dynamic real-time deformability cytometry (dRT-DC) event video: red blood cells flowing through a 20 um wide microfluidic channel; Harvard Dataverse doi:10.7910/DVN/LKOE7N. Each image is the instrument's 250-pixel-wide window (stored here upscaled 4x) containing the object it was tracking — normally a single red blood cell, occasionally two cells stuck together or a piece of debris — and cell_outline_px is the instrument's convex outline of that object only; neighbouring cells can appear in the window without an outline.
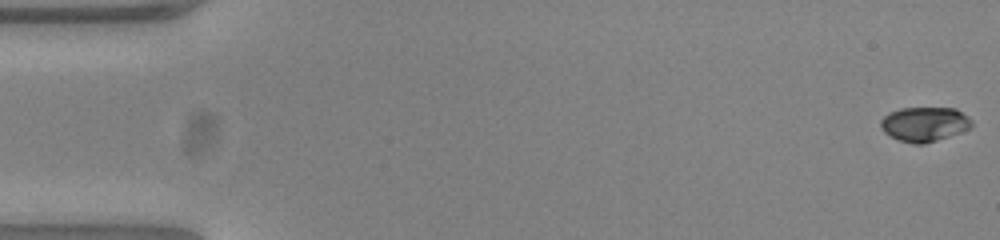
{"species": "common noctule bat (a hibernating species)", "species_latin": "Nyctalus noctula", "temperature_condition": "warm", "stored_images_in_passage": 54, "camera_frame_rate_fps": 3000, "um_per_image_px": 0.085, "animal": {"sex": "female", "body_mass_g": 23.0, "forearm_length_mm": 53.4}, "frame": {"image": 1, "passage_image": 1, "time_ms": 0.0, "image_size_px": [1000, 240], "cell_outline_px": [[972, 128], [924, 144], [916, 144], [900, 140], [884, 132], [880, 124], [880, 120], [888, 112], [900, 108], [956, 108], [968, 116], [972, 120]], "centroid_in_image_um": [78.59, 10.53], "position_along_channel_um": 6.4, "area_um2": 18.26}}
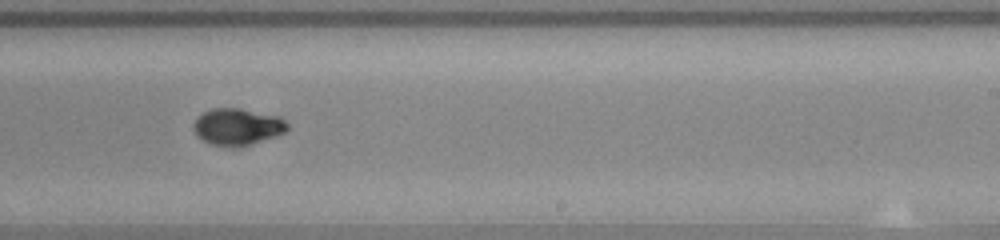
{"frame": {"image": 2, "passage_image": 33, "time_ms": 10.667, "image_size_px": [1000, 240], "cell_outline_px": [[288, 128], [284, 132], [276, 136], [236, 148], [232, 148], [212, 144], [204, 140], [192, 128], [192, 124], [204, 112], [212, 108], [240, 108], [280, 116], [288, 124]], "centroid_in_image_um": [20.2, 10.77], "position_along_channel_um": 268.8, "area_um2": 20.0}}
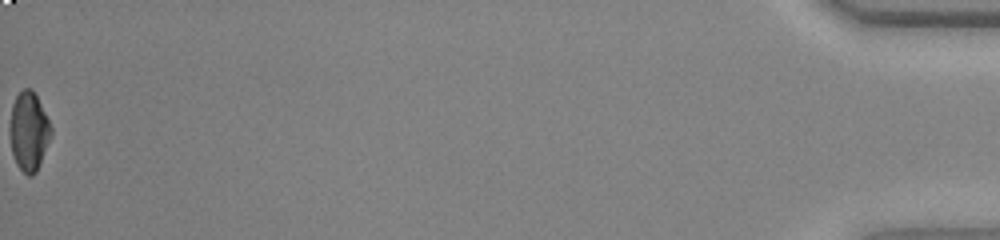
{"frame": {"image": 3, "passage_image": 54, "time_ms": 17.667, "image_size_px": [1000, 240], "cell_outline_px": [[52, 136], [40, 164], [36, 172], [32, 176], [28, 176], [16, 164], [12, 152], [12, 104], [16, 96], [24, 88], [32, 88], [52, 128]], "centroid_in_image_um": [2.49, 11.19], "position_along_channel_um": 432.7, "area_um2": 18.38}, "authors_computed_cell_mechanics": {"area_um2": 18.9873, "velocity_mm_per_s": 3.8594, "shape_relaxation_time_tau1_ms": 3.3652, "shape_relaxation_time_tau2_ms": null, "deformation_change_tau1": 0.1759, "deformation_change_tau2": null}}